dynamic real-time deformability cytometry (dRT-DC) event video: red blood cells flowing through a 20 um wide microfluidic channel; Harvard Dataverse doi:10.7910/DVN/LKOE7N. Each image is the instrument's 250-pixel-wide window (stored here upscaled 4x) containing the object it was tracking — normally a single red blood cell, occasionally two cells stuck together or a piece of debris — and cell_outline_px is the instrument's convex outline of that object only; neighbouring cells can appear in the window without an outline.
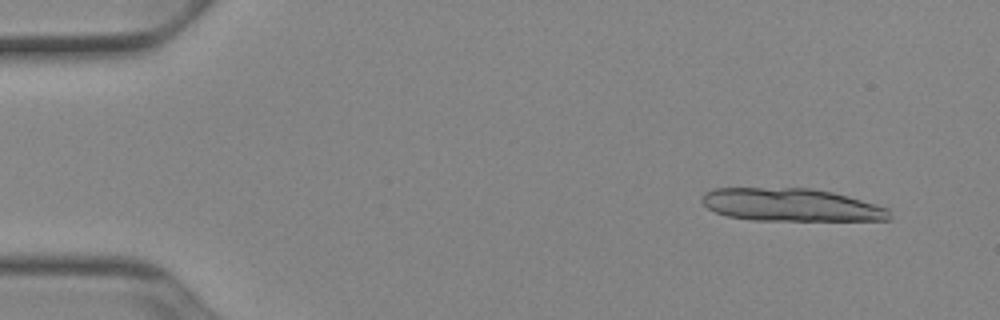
{"species": "Egyptian fruit bat (a non-hibernating species)", "species_latin": "Rousettus aegyptiacus", "temperature_condition": "cold", "stored_images_in_passage": 12, "camera_frame_rate_fps": 3000, "um_per_image_px": 0.085, "animal": {"sex": "female"}, "frame": {"image": 1, "passage_image": 1, "time_ms": 0.0, "image_size_px": [1000, 320], "cell_outline_px": [[892, 220], [752, 220], [728, 216], [716, 212], [708, 208], [700, 200], [704, 192], [712, 188], [812, 188], [832, 192], [848, 196], [888, 208], [892, 216]], "centroid_in_image_um": [67.23, 17.41], "position_along_channel_um": 17.8, "area_um2": 35.95}}